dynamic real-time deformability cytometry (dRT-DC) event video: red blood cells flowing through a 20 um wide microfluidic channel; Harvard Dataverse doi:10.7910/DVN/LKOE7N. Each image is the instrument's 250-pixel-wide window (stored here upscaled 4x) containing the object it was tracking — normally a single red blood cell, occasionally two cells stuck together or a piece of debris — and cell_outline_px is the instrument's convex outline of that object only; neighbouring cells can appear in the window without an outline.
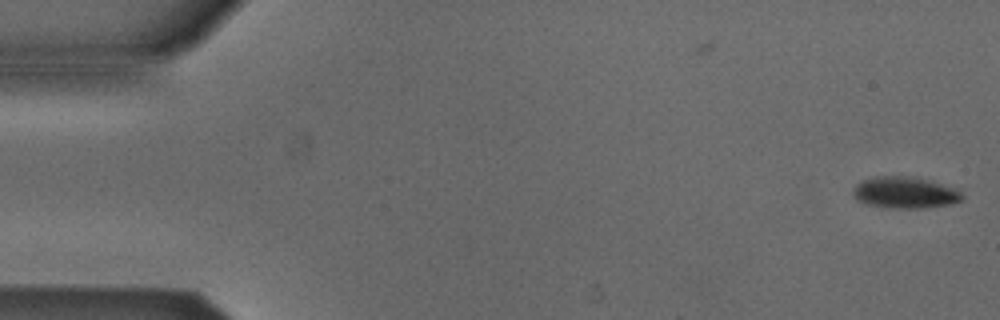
{"species": "Egyptian fruit bat (a non-hibernating species)", "species_latin": "Rousettus aegyptiacus", "temperature_condition": "cold", "stored_images_in_passage": 5, "camera_frame_rate_fps": 3000, "um_per_image_px": 0.085, "animal": {"sex": "male"}, "frame": {"image": 1, "passage_image": 5, "time_ms": 1.333, "image_size_px": [1000, 320], "cell_outline_px": [[964, 200], [948, 204], [924, 208], [892, 208], [868, 204], [856, 200], [852, 192], [852, 188], [856, 184], [864, 180], [876, 176], [916, 176], [952, 188], [960, 192], [964, 196]], "centroid_in_image_um": [76.89, 16.37], "position_along_channel_um": 8.1, "area_um2": 19.94}}